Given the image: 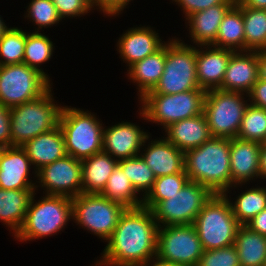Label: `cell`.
<instances>
[{"label":"cell","instance_id":"6da1fadb","mask_svg":"<svg viewBox=\"0 0 266 266\" xmlns=\"http://www.w3.org/2000/svg\"><path fill=\"white\" fill-rule=\"evenodd\" d=\"M158 227L150 209L127 208L94 266H145L156 259Z\"/></svg>","mask_w":266,"mask_h":266},{"label":"cell","instance_id":"7a4b0ae2","mask_svg":"<svg viewBox=\"0 0 266 266\" xmlns=\"http://www.w3.org/2000/svg\"><path fill=\"white\" fill-rule=\"evenodd\" d=\"M189 181L208 187L214 194L231 192L230 138L211 137L201 146L184 153Z\"/></svg>","mask_w":266,"mask_h":266},{"label":"cell","instance_id":"3957f363","mask_svg":"<svg viewBox=\"0 0 266 266\" xmlns=\"http://www.w3.org/2000/svg\"><path fill=\"white\" fill-rule=\"evenodd\" d=\"M34 192L24 222L14 236L20 242L50 237L61 232L72 219V200L62 195L41 196L36 202Z\"/></svg>","mask_w":266,"mask_h":266},{"label":"cell","instance_id":"277c9868","mask_svg":"<svg viewBox=\"0 0 266 266\" xmlns=\"http://www.w3.org/2000/svg\"><path fill=\"white\" fill-rule=\"evenodd\" d=\"M52 91L50 87L38 98L10 108L11 146H22L59 125L63 106L54 101Z\"/></svg>","mask_w":266,"mask_h":266},{"label":"cell","instance_id":"5b68a950","mask_svg":"<svg viewBox=\"0 0 266 266\" xmlns=\"http://www.w3.org/2000/svg\"><path fill=\"white\" fill-rule=\"evenodd\" d=\"M62 107L59 126L67 155L83 160L102 152L104 124L95 114L83 109Z\"/></svg>","mask_w":266,"mask_h":266},{"label":"cell","instance_id":"8992f818","mask_svg":"<svg viewBox=\"0 0 266 266\" xmlns=\"http://www.w3.org/2000/svg\"><path fill=\"white\" fill-rule=\"evenodd\" d=\"M205 90H191L176 94L147 93L139 105L140 118L157 123L162 129L171 123L203 113Z\"/></svg>","mask_w":266,"mask_h":266},{"label":"cell","instance_id":"52a82bcc","mask_svg":"<svg viewBox=\"0 0 266 266\" xmlns=\"http://www.w3.org/2000/svg\"><path fill=\"white\" fill-rule=\"evenodd\" d=\"M193 225L206 251L233 245L241 224L235 218L228 198L224 194H214Z\"/></svg>","mask_w":266,"mask_h":266},{"label":"cell","instance_id":"ba28073f","mask_svg":"<svg viewBox=\"0 0 266 266\" xmlns=\"http://www.w3.org/2000/svg\"><path fill=\"white\" fill-rule=\"evenodd\" d=\"M174 38L166 41L164 72L155 88L148 93L176 94L203 90L197 80L196 47Z\"/></svg>","mask_w":266,"mask_h":266},{"label":"cell","instance_id":"9c48e42d","mask_svg":"<svg viewBox=\"0 0 266 266\" xmlns=\"http://www.w3.org/2000/svg\"><path fill=\"white\" fill-rule=\"evenodd\" d=\"M71 200L74 223L105 242L111 237L120 217L127 209L97 193H81Z\"/></svg>","mask_w":266,"mask_h":266},{"label":"cell","instance_id":"30bf717a","mask_svg":"<svg viewBox=\"0 0 266 266\" xmlns=\"http://www.w3.org/2000/svg\"><path fill=\"white\" fill-rule=\"evenodd\" d=\"M247 97V94L236 91H206L203 113L212 137H237L245 109L249 104Z\"/></svg>","mask_w":266,"mask_h":266},{"label":"cell","instance_id":"8fae6325","mask_svg":"<svg viewBox=\"0 0 266 266\" xmlns=\"http://www.w3.org/2000/svg\"><path fill=\"white\" fill-rule=\"evenodd\" d=\"M53 84L27 64L0 65V103L12 108L43 95Z\"/></svg>","mask_w":266,"mask_h":266},{"label":"cell","instance_id":"7c38bea8","mask_svg":"<svg viewBox=\"0 0 266 266\" xmlns=\"http://www.w3.org/2000/svg\"><path fill=\"white\" fill-rule=\"evenodd\" d=\"M213 195L208 187L188 181L179 193L158 202L151 211L158 226L193 224Z\"/></svg>","mask_w":266,"mask_h":266},{"label":"cell","instance_id":"4fadbf2b","mask_svg":"<svg viewBox=\"0 0 266 266\" xmlns=\"http://www.w3.org/2000/svg\"><path fill=\"white\" fill-rule=\"evenodd\" d=\"M203 252L193 224L158 227L157 260L180 266H196Z\"/></svg>","mask_w":266,"mask_h":266},{"label":"cell","instance_id":"5bb4252c","mask_svg":"<svg viewBox=\"0 0 266 266\" xmlns=\"http://www.w3.org/2000/svg\"><path fill=\"white\" fill-rule=\"evenodd\" d=\"M36 178L35 191L41 187L43 194L77 197L82 193L81 160L66 155L39 169Z\"/></svg>","mask_w":266,"mask_h":266},{"label":"cell","instance_id":"9a60e30c","mask_svg":"<svg viewBox=\"0 0 266 266\" xmlns=\"http://www.w3.org/2000/svg\"><path fill=\"white\" fill-rule=\"evenodd\" d=\"M148 132L131 122H119L104 127L102 151L110 154L117 161L138 156Z\"/></svg>","mask_w":266,"mask_h":266},{"label":"cell","instance_id":"2e32d148","mask_svg":"<svg viewBox=\"0 0 266 266\" xmlns=\"http://www.w3.org/2000/svg\"><path fill=\"white\" fill-rule=\"evenodd\" d=\"M31 166V161L22 146L0 148V188L35 190L36 182L30 179L29 174Z\"/></svg>","mask_w":266,"mask_h":266},{"label":"cell","instance_id":"e0dca14e","mask_svg":"<svg viewBox=\"0 0 266 266\" xmlns=\"http://www.w3.org/2000/svg\"><path fill=\"white\" fill-rule=\"evenodd\" d=\"M260 149L259 142L237 137L230 139L231 189L259 178Z\"/></svg>","mask_w":266,"mask_h":266},{"label":"cell","instance_id":"ac0fdd59","mask_svg":"<svg viewBox=\"0 0 266 266\" xmlns=\"http://www.w3.org/2000/svg\"><path fill=\"white\" fill-rule=\"evenodd\" d=\"M118 39L116 50L128 67L156 53L166 43L161 40L153 27L145 25L129 28Z\"/></svg>","mask_w":266,"mask_h":266},{"label":"cell","instance_id":"d6986e66","mask_svg":"<svg viewBox=\"0 0 266 266\" xmlns=\"http://www.w3.org/2000/svg\"><path fill=\"white\" fill-rule=\"evenodd\" d=\"M234 52L213 45L196 46V72L201 89L209 91L220 88L227 64Z\"/></svg>","mask_w":266,"mask_h":266},{"label":"cell","instance_id":"ffe728a7","mask_svg":"<svg viewBox=\"0 0 266 266\" xmlns=\"http://www.w3.org/2000/svg\"><path fill=\"white\" fill-rule=\"evenodd\" d=\"M150 137L149 135L145 139L139 155L151 168L155 176L161 177L181 173L185 169L184 152L169 142L165 136L163 139L162 137L161 139H153L154 141Z\"/></svg>","mask_w":266,"mask_h":266},{"label":"cell","instance_id":"44dd1931","mask_svg":"<svg viewBox=\"0 0 266 266\" xmlns=\"http://www.w3.org/2000/svg\"><path fill=\"white\" fill-rule=\"evenodd\" d=\"M258 79V51H236L229 59L219 89L248 94Z\"/></svg>","mask_w":266,"mask_h":266},{"label":"cell","instance_id":"7402d4cb","mask_svg":"<svg viewBox=\"0 0 266 266\" xmlns=\"http://www.w3.org/2000/svg\"><path fill=\"white\" fill-rule=\"evenodd\" d=\"M22 147L33 166L34 179H36V172L39 169L67 155L64 137L59 125L49 132L28 140Z\"/></svg>","mask_w":266,"mask_h":266},{"label":"cell","instance_id":"603a6c76","mask_svg":"<svg viewBox=\"0 0 266 266\" xmlns=\"http://www.w3.org/2000/svg\"><path fill=\"white\" fill-rule=\"evenodd\" d=\"M163 131L165 138L184 153L212 137L204 113L171 123Z\"/></svg>","mask_w":266,"mask_h":266},{"label":"cell","instance_id":"cb8c5ba5","mask_svg":"<svg viewBox=\"0 0 266 266\" xmlns=\"http://www.w3.org/2000/svg\"><path fill=\"white\" fill-rule=\"evenodd\" d=\"M233 5L219 4L188 16L185 25H189L187 30H189L192 45H212L217 38L220 23Z\"/></svg>","mask_w":266,"mask_h":266},{"label":"cell","instance_id":"d4e9b609","mask_svg":"<svg viewBox=\"0 0 266 266\" xmlns=\"http://www.w3.org/2000/svg\"><path fill=\"white\" fill-rule=\"evenodd\" d=\"M165 61L166 43L156 53L135 62L127 69V77L137 85L138 99L155 88L164 72Z\"/></svg>","mask_w":266,"mask_h":266},{"label":"cell","instance_id":"484cf974","mask_svg":"<svg viewBox=\"0 0 266 266\" xmlns=\"http://www.w3.org/2000/svg\"><path fill=\"white\" fill-rule=\"evenodd\" d=\"M81 165L82 193L100 194L105 188L109 176L118 165V161L102 151L81 160Z\"/></svg>","mask_w":266,"mask_h":266},{"label":"cell","instance_id":"4316f807","mask_svg":"<svg viewBox=\"0 0 266 266\" xmlns=\"http://www.w3.org/2000/svg\"><path fill=\"white\" fill-rule=\"evenodd\" d=\"M35 190H6L0 188V222L17 234Z\"/></svg>","mask_w":266,"mask_h":266},{"label":"cell","instance_id":"83f0119b","mask_svg":"<svg viewBox=\"0 0 266 266\" xmlns=\"http://www.w3.org/2000/svg\"><path fill=\"white\" fill-rule=\"evenodd\" d=\"M234 245L240 266H262L266 261V236L246 225H240L238 228Z\"/></svg>","mask_w":266,"mask_h":266},{"label":"cell","instance_id":"f1b7e54d","mask_svg":"<svg viewBox=\"0 0 266 266\" xmlns=\"http://www.w3.org/2000/svg\"><path fill=\"white\" fill-rule=\"evenodd\" d=\"M212 45L235 52L245 51L244 20L241 6L237 2L225 14Z\"/></svg>","mask_w":266,"mask_h":266},{"label":"cell","instance_id":"f546056e","mask_svg":"<svg viewBox=\"0 0 266 266\" xmlns=\"http://www.w3.org/2000/svg\"><path fill=\"white\" fill-rule=\"evenodd\" d=\"M100 194L126 208H138L143 204V197L137 196L139 193L119 165L109 176L107 184Z\"/></svg>","mask_w":266,"mask_h":266},{"label":"cell","instance_id":"4dcf8cb0","mask_svg":"<svg viewBox=\"0 0 266 266\" xmlns=\"http://www.w3.org/2000/svg\"><path fill=\"white\" fill-rule=\"evenodd\" d=\"M244 20L245 51L266 50V9L245 7L240 1Z\"/></svg>","mask_w":266,"mask_h":266},{"label":"cell","instance_id":"1f68e13d","mask_svg":"<svg viewBox=\"0 0 266 266\" xmlns=\"http://www.w3.org/2000/svg\"><path fill=\"white\" fill-rule=\"evenodd\" d=\"M225 196L230 201L232 212L241 225L247 224L251 219L266 208L265 186L252 187L242 191V193L238 194V196L234 198V202L230 196Z\"/></svg>","mask_w":266,"mask_h":266},{"label":"cell","instance_id":"d6a6232c","mask_svg":"<svg viewBox=\"0 0 266 266\" xmlns=\"http://www.w3.org/2000/svg\"><path fill=\"white\" fill-rule=\"evenodd\" d=\"M54 43L48 36L39 32H26L23 63L27 64L50 78L40 66L53 56Z\"/></svg>","mask_w":266,"mask_h":266},{"label":"cell","instance_id":"836d02e7","mask_svg":"<svg viewBox=\"0 0 266 266\" xmlns=\"http://www.w3.org/2000/svg\"><path fill=\"white\" fill-rule=\"evenodd\" d=\"M188 181L185 169L181 173L156 177L152 189L143 198L142 206L151 210L158 202L179 193Z\"/></svg>","mask_w":266,"mask_h":266},{"label":"cell","instance_id":"e575fe53","mask_svg":"<svg viewBox=\"0 0 266 266\" xmlns=\"http://www.w3.org/2000/svg\"><path fill=\"white\" fill-rule=\"evenodd\" d=\"M118 165L122 168L125 175L131 181L135 190L140 194L143 193V198L152 189L156 180V176L151 168L144 162L143 158L138 155L118 161Z\"/></svg>","mask_w":266,"mask_h":266},{"label":"cell","instance_id":"d590c367","mask_svg":"<svg viewBox=\"0 0 266 266\" xmlns=\"http://www.w3.org/2000/svg\"><path fill=\"white\" fill-rule=\"evenodd\" d=\"M26 42V31L8 27L0 37V65L22 64Z\"/></svg>","mask_w":266,"mask_h":266},{"label":"cell","instance_id":"8d00e7d4","mask_svg":"<svg viewBox=\"0 0 266 266\" xmlns=\"http://www.w3.org/2000/svg\"><path fill=\"white\" fill-rule=\"evenodd\" d=\"M237 138L264 143L266 141V110L249 103L245 109Z\"/></svg>","mask_w":266,"mask_h":266},{"label":"cell","instance_id":"74e56055","mask_svg":"<svg viewBox=\"0 0 266 266\" xmlns=\"http://www.w3.org/2000/svg\"><path fill=\"white\" fill-rule=\"evenodd\" d=\"M27 4L26 15L24 16L29 21L36 24L34 32H39L43 27L45 29L53 25H57L62 18L59 16L55 5L51 0H30Z\"/></svg>","mask_w":266,"mask_h":266},{"label":"cell","instance_id":"f35d334b","mask_svg":"<svg viewBox=\"0 0 266 266\" xmlns=\"http://www.w3.org/2000/svg\"><path fill=\"white\" fill-rule=\"evenodd\" d=\"M196 266H240L235 245L204 251Z\"/></svg>","mask_w":266,"mask_h":266},{"label":"cell","instance_id":"ab89813d","mask_svg":"<svg viewBox=\"0 0 266 266\" xmlns=\"http://www.w3.org/2000/svg\"><path fill=\"white\" fill-rule=\"evenodd\" d=\"M59 16L65 18L81 17L94 10L92 0H51Z\"/></svg>","mask_w":266,"mask_h":266},{"label":"cell","instance_id":"60d3db41","mask_svg":"<svg viewBox=\"0 0 266 266\" xmlns=\"http://www.w3.org/2000/svg\"><path fill=\"white\" fill-rule=\"evenodd\" d=\"M176 2L186 19L188 16L194 14L195 12L205 10L209 7H213L219 4H235L234 0H172Z\"/></svg>","mask_w":266,"mask_h":266},{"label":"cell","instance_id":"b9f144b4","mask_svg":"<svg viewBox=\"0 0 266 266\" xmlns=\"http://www.w3.org/2000/svg\"><path fill=\"white\" fill-rule=\"evenodd\" d=\"M133 0H93V6L107 17L118 16Z\"/></svg>","mask_w":266,"mask_h":266},{"label":"cell","instance_id":"7bdbcfd3","mask_svg":"<svg viewBox=\"0 0 266 266\" xmlns=\"http://www.w3.org/2000/svg\"><path fill=\"white\" fill-rule=\"evenodd\" d=\"M10 108L0 103V148L11 146Z\"/></svg>","mask_w":266,"mask_h":266},{"label":"cell","instance_id":"ee69618b","mask_svg":"<svg viewBox=\"0 0 266 266\" xmlns=\"http://www.w3.org/2000/svg\"><path fill=\"white\" fill-rule=\"evenodd\" d=\"M247 95L249 103L266 110V80L259 78Z\"/></svg>","mask_w":266,"mask_h":266},{"label":"cell","instance_id":"f6af8a7d","mask_svg":"<svg viewBox=\"0 0 266 266\" xmlns=\"http://www.w3.org/2000/svg\"><path fill=\"white\" fill-rule=\"evenodd\" d=\"M245 225L251 230L266 236V208Z\"/></svg>","mask_w":266,"mask_h":266},{"label":"cell","instance_id":"bcb514c9","mask_svg":"<svg viewBox=\"0 0 266 266\" xmlns=\"http://www.w3.org/2000/svg\"><path fill=\"white\" fill-rule=\"evenodd\" d=\"M259 179H266V144L261 143L259 159Z\"/></svg>","mask_w":266,"mask_h":266},{"label":"cell","instance_id":"7dc6e473","mask_svg":"<svg viewBox=\"0 0 266 266\" xmlns=\"http://www.w3.org/2000/svg\"><path fill=\"white\" fill-rule=\"evenodd\" d=\"M259 78L266 80V50L258 51Z\"/></svg>","mask_w":266,"mask_h":266},{"label":"cell","instance_id":"c3c4849f","mask_svg":"<svg viewBox=\"0 0 266 266\" xmlns=\"http://www.w3.org/2000/svg\"><path fill=\"white\" fill-rule=\"evenodd\" d=\"M245 7L266 9V0H239Z\"/></svg>","mask_w":266,"mask_h":266},{"label":"cell","instance_id":"681fc988","mask_svg":"<svg viewBox=\"0 0 266 266\" xmlns=\"http://www.w3.org/2000/svg\"><path fill=\"white\" fill-rule=\"evenodd\" d=\"M145 266H180V265L168 264V263L161 262L157 259H153V260H150Z\"/></svg>","mask_w":266,"mask_h":266},{"label":"cell","instance_id":"f907efd6","mask_svg":"<svg viewBox=\"0 0 266 266\" xmlns=\"http://www.w3.org/2000/svg\"><path fill=\"white\" fill-rule=\"evenodd\" d=\"M4 22V20L1 18L0 15V37L2 36V34L8 29V25Z\"/></svg>","mask_w":266,"mask_h":266}]
</instances>
